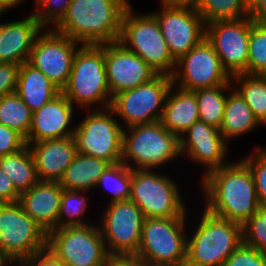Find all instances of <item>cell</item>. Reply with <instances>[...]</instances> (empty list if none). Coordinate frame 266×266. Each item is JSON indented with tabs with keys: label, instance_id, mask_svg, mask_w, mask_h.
<instances>
[{
	"label": "cell",
	"instance_id": "obj_1",
	"mask_svg": "<svg viewBox=\"0 0 266 266\" xmlns=\"http://www.w3.org/2000/svg\"><path fill=\"white\" fill-rule=\"evenodd\" d=\"M215 169L200 179L203 209L243 225L260 206L253 175L241 160Z\"/></svg>",
	"mask_w": 266,
	"mask_h": 266
},
{
	"label": "cell",
	"instance_id": "obj_2",
	"mask_svg": "<svg viewBox=\"0 0 266 266\" xmlns=\"http://www.w3.org/2000/svg\"><path fill=\"white\" fill-rule=\"evenodd\" d=\"M129 0H72L62 21L54 28L82 45L119 41L122 16Z\"/></svg>",
	"mask_w": 266,
	"mask_h": 266
},
{
	"label": "cell",
	"instance_id": "obj_3",
	"mask_svg": "<svg viewBox=\"0 0 266 266\" xmlns=\"http://www.w3.org/2000/svg\"><path fill=\"white\" fill-rule=\"evenodd\" d=\"M61 92L77 106L76 108L89 110L97 104L96 109L111 106L112 96L107 81L104 44L81 45L78 48L69 80Z\"/></svg>",
	"mask_w": 266,
	"mask_h": 266
},
{
	"label": "cell",
	"instance_id": "obj_4",
	"mask_svg": "<svg viewBox=\"0 0 266 266\" xmlns=\"http://www.w3.org/2000/svg\"><path fill=\"white\" fill-rule=\"evenodd\" d=\"M201 213L195 231L187 236L185 266H223L243 243L242 225L205 209Z\"/></svg>",
	"mask_w": 266,
	"mask_h": 266
},
{
	"label": "cell",
	"instance_id": "obj_5",
	"mask_svg": "<svg viewBox=\"0 0 266 266\" xmlns=\"http://www.w3.org/2000/svg\"><path fill=\"white\" fill-rule=\"evenodd\" d=\"M179 156V138L160 121L124 128L121 162L130 169L156 170Z\"/></svg>",
	"mask_w": 266,
	"mask_h": 266
},
{
	"label": "cell",
	"instance_id": "obj_6",
	"mask_svg": "<svg viewBox=\"0 0 266 266\" xmlns=\"http://www.w3.org/2000/svg\"><path fill=\"white\" fill-rule=\"evenodd\" d=\"M135 14L130 4L123 13L119 42L140 56L157 74L172 76L176 61L168 46L157 18L150 13Z\"/></svg>",
	"mask_w": 266,
	"mask_h": 266
},
{
	"label": "cell",
	"instance_id": "obj_7",
	"mask_svg": "<svg viewBox=\"0 0 266 266\" xmlns=\"http://www.w3.org/2000/svg\"><path fill=\"white\" fill-rule=\"evenodd\" d=\"M186 219L187 217L144 218L139 250L135 256L150 265L185 266Z\"/></svg>",
	"mask_w": 266,
	"mask_h": 266
},
{
	"label": "cell",
	"instance_id": "obj_8",
	"mask_svg": "<svg viewBox=\"0 0 266 266\" xmlns=\"http://www.w3.org/2000/svg\"><path fill=\"white\" fill-rule=\"evenodd\" d=\"M132 200L144 218L187 217L178 184L168 174L153 169H131Z\"/></svg>",
	"mask_w": 266,
	"mask_h": 266
},
{
	"label": "cell",
	"instance_id": "obj_9",
	"mask_svg": "<svg viewBox=\"0 0 266 266\" xmlns=\"http://www.w3.org/2000/svg\"><path fill=\"white\" fill-rule=\"evenodd\" d=\"M89 114V115H88ZM85 118L75 125L73 138L77 152L116 164L123 153V126L109 108L88 110ZM115 116V117H113Z\"/></svg>",
	"mask_w": 266,
	"mask_h": 266
},
{
	"label": "cell",
	"instance_id": "obj_10",
	"mask_svg": "<svg viewBox=\"0 0 266 266\" xmlns=\"http://www.w3.org/2000/svg\"><path fill=\"white\" fill-rule=\"evenodd\" d=\"M47 247L67 266H105L110 256L94 223L49 231Z\"/></svg>",
	"mask_w": 266,
	"mask_h": 266
},
{
	"label": "cell",
	"instance_id": "obj_11",
	"mask_svg": "<svg viewBox=\"0 0 266 266\" xmlns=\"http://www.w3.org/2000/svg\"><path fill=\"white\" fill-rule=\"evenodd\" d=\"M171 85L172 76L157 74L147 83L114 95L110 108L122 119L123 129L158 122Z\"/></svg>",
	"mask_w": 266,
	"mask_h": 266
},
{
	"label": "cell",
	"instance_id": "obj_12",
	"mask_svg": "<svg viewBox=\"0 0 266 266\" xmlns=\"http://www.w3.org/2000/svg\"><path fill=\"white\" fill-rule=\"evenodd\" d=\"M47 247V233L19 202L0 203V251L15 265Z\"/></svg>",
	"mask_w": 266,
	"mask_h": 266
},
{
	"label": "cell",
	"instance_id": "obj_13",
	"mask_svg": "<svg viewBox=\"0 0 266 266\" xmlns=\"http://www.w3.org/2000/svg\"><path fill=\"white\" fill-rule=\"evenodd\" d=\"M100 217L99 228L109 255H136L144 221L142 210L128 199L107 204Z\"/></svg>",
	"mask_w": 266,
	"mask_h": 266
},
{
	"label": "cell",
	"instance_id": "obj_14",
	"mask_svg": "<svg viewBox=\"0 0 266 266\" xmlns=\"http://www.w3.org/2000/svg\"><path fill=\"white\" fill-rule=\"evenodd\" d=\"M211 43L203 38L176 61L172 84L189 91L232 84Z\"/></svg>",
	"mask_w": 266,
	"mask_h": 266
},
{
	"label": "cell",
	"instance_id": "obj_15",
	"mask_svg": "<svg viewBox=\"0 0 266 266\" xmlns=\"http://www.w3.org/2000/svg\"><path fill=\"white\" fill-rule=\"evenodd\" d=\"M251 16L232 20L212 21L205 27V37L220 58L223 68L232 77L247 74Z\"/></svg>",
	"mask_w": 266,
	"mask_h": 266
},
{
	"label": "cell",
	"instance_id": "obj_16",
	"mask_svg": "<svg viewBox=\"0 0 266 266\" xmlns=\"http://www.w3.org/2000/svg\"><path fill=\"white\" fill-rule=\"evenodd\" d=\"M81 45L54 28H44L35 39L28 62L62 90L67 85L74 56Z\"/></svg>",
	"mask_w": 266,
	"mask_h": 266
},
{
	"label": "cell",
	"instance_id": "obj_17",
	"mask_svg": "<svg viewBox=\"0 0 266 266\" xmlns=\"http://www.w3.org/2000/svg\"><path fill=\"white\" fill-rule=\"evenodd\" d=\"M151 12L159 22L162 36L177 61L205 38L203 18L193 6L164 5Z\"/></svg>",
	"mask_w": 266,
	"mask_h": 266
},
{
	"label": "cell",
	"instance_id": "obj_18",
	"mask_svg": "<svg viewBox=\"0 0 266 266\" xmlns=\"http://www.w3.org/2000/svg\"><path fill=\"white\" fill-rule=\"evenodd\" d=\"M179 141L181 157L185 155L204 167L203 176L230 163L227 161L229 143L215 126L198 120L186 130Z\"/></svg>",
	"mask_w": 266,
	"mask_h": 266
},
{
	"label": "cell",
	"instance_id": "obj_19",
	"mask_svg": "<svg viewBox=\"0 0 266 266\" xmlns=\"http://www.w3.org/2000/svg\"><path fill=\"white\" fill-rule=\"evenodd\" d=\"M107 81L111 96L149 82L157 73L121 42L104 44Z\"/></svg>",
	"mask_w": 266,
	"mask_h": 266
},
{
	"label": "cell",
	"instance_id": "obj_20",
	"mask_svg": "<svg viewBox=\"0 0 266 266\" xmlns=\"http://www.w3.org/2000/svg\"><path fill=\"white\" fill-rule=\"evenodd\" d=\"M73 104L60 92L39 110L32 113V123L26 142L61 139L73 136L75 126ZM73 126V127H72Z\"/></svg>",
	"mask_w": 266,
	"mask_h": 266
},
{
	"label": "cell",
	"instance_id": "obj_21",
	"mask_svg": "<svg viewBox=\"0 0 266 266\" xmlns=\"http://www.w3.org/2000/svg\"><path fill=\"white\" fill-rule=\"evenodd\" d=\"M26 144L35 159L39 181L60 182L78 153L73 136Z\"/></svg>",
	"mask_w": 266,
	"mask_h": 266
},
{
	"label": "cell",
	"instance_id": "obj_22",
	"mask_svg": "<svg viewBox=\"0 0 266 266\" xmlns=\"http://www.w3.org/2000/svg\"><path fill=\"white\" fill-rule=\"evenodd\" d=\"M43 29L33 14L0 23V62H28L35 39Z\"/></svg>",
	"mask_w": 266,
	"mask_h": 266
},
{
	"label": "cell",
	"instance_id": "obj_23",
	"mask_svg": "<svg viewBox=\"0 0 266 266\" xmlns=\"http://www.w3.org/2000/svg\"><path fill=\"white\" fill-rule=\"evenodd\" d=\"M63 189L60 182L39 181L31 189L20 195L19 203L25 213L46 233L57 229Z\"/></svg>",
	"mask_w": 266,
	"mask_h": 266
},
{
	"label": "cell",
	"instance_id": "obj_24",
	"mask_svg": "<svg viewBox=\"0 0 266 266\" xmlns=\"http://www.w3.org/2000/svg\"><path fill=\"white\" fill-rule=\"evenodd\" d=\"M198 120L199 109L194 91L172 84L164 101L162 125L180 138Z\"/></svg>",
	"mask_w": 266,
	"mask_h": 266
},
{
	"label": "cell",
	"instance_id": "obj_25",
	"mask_svg": "<svg viewBox=\"0 0 266 266\" xmlns=\"http://www.w3.org/2000/svg\"><path fill=\"white\" fill-rule=\"evenodd\" d=\"M61 90L29 62L20 65L16 93L31 112L39 110Z\"/></svg>",
	"mask_w": 266,
	"mask_h": 266
},
{
	"label": "cell",
	"instance_id": "obj_26",
	"mask_svg": "<svg viewBox=\"0 0 266 266\" xmlns=\"http://www.w3.org/2000/svg\"><path fill=\"white\" fill-rule=\"evenodd\" d=\"M110 162L78 152L60 181L67 190L91 191L96 189L100 176Z\"/></svg>",
	"mask_w": 266,
	"mask_h": 266
},
{
	"label": "cell",
	"instance_id": "obj_27",
	"mask_svg": "<svg viewBox=\"0 0 266 266\" xmlns=\"http://www.w3.org/2000/svg\"><path fill=\"white\" fill-rule=\"evenodd\" d=\"M258 126L262 125L233 86L227 94L223 121L220 127L225 141L228 143L232 139L235 140L236 137L248 134Z\"/></svg>",
	"mask_w": 266,
	"mask_h": 266
},
{
	"label": "cell",
	"instance_id": "obj_28",
	"mask_svg": "<svg viewBox=\"0 0 266 266\" xmlns=\"http://www.w3.org/2000/svg\"><path fill=\"white\" fill-rule=\"evenodd\" d=\"M0 168L20 195L39 182L35 159L28 145L16 153L0 157Z\"/></svg>",
	"mask_w": 266,
	"mask_h": 266
},
{
	"label": "cell",
	"instance_id": "obj_29",
	"mask_svg": "<svg viewBox=\"0 0 266 266\" xmlns=\"http://www.w3.org/2000/svg\"><path fill=\"white\" fill-rule=\"evenodd\" d=\"M232 85L243 97L255 118L266 125V75L239 73L231 78ZM237 85V86H236Z\"/></svg>",
	"mask_w": 266,
	"mask_h": 266
},
{
	"label": "cell",
	"instance_id": "obj_30",
	"mask_svg": "<svg viewBox=\"0 0 266 266\" xmlns=\"http://www.w3.org/2000/svg\"><path fill=\"white\" fill-rule=\"evenodd\" d=\"M232 87V84H225L194 90L200 121L220 129L223 121L227 94Z\"/></svg>",
	"mask_w": 266,
	"mask_h": 266
},
{
	"label": "cell",
	"instance_id": "obj_31",
	"mask_svg": "<svg viewBox=\"0 0 266 266\" xmlns=\"http://www.w3.org/2000/svg\"><path fill=\"white\" fill-rule=\"evenodd\" d=\"M0 123L28 137L32 112L16 92L0 98Z\"/></svg>",
	"mask_w": 266,
	"mask_h": 266
},
{
	"label": "cell",
	"instance_id": "obj_32",
	"mask_svg": "<svg viewBox=\"0 0 266 266\" xmlns=\"http://www.w3.org/2000/svg\"><path fill=\"white\" fill-rule=\"evenodd\" d=\"M84 193V195H83ZM87 191L63 189L61 196L60 212L57 219V228L86 226L92 222L82 219L81 217L88 209Z\"/></svg>",
	"mask_w": 266,
	"mask_h": 266
},
{
	"label": "cell",
	"instance_id": "obj_33",
	"mask_svg": "<svg viewBox=\"0 0 266 266\" xmlns=\"http://www.w3.org/2000/svg\"><path fill=\"white\" fill-rule=\"evenodd\" d=\"M96 187L110 192L107 204L128 200L131 195V169L123 162L111 164L100 176Z\"/></svg>",
	"mask_w": 266,
	"mask_h": 266
},
{
	"label": "cell",
	"instance_id": "obj_34",
	"mask_svg": "<svg viewBox=\"0 0 266 266\" xmlns=\"http://www.w3.org/2000/svg\"><path fill=\"white\" fill-rule=\"evenodd\" d=\"M207 25L217 20H232L250 16L240 0H199L195 6Z\"/></svg>",
	"mask_w": 266,
	"mask_h": 266
},
{
	"label": "cell",
	"instance_id": "obj_35",
	"mask_svg": "<svg viewBox=\"0 0 266 266\" xmlns=\"http://www.w3.org/2000/svg\"><path fill=\"white\" fill-rule=\"evenodd\" d=\"M247 74L266 75V21H254L251 25Z\"/></svg>",
	"mask_w": 266,
	"mask_h": 266
},
{
	"label": "cell",
	"instance_id": "obj_36",
	"mask_svg": "<svg viewBox=\"0 0 266 266\" xmlns=\"http://www.w3.org/2000/svg\"><path fill=\"white\" fill-rule=\"evenodd\" d=\"M243 243L247 246L266 253V206L260 205L242 225Z\"/></svg>",
	"mask_w": 266,
	"mask_h": 266
},
{
	"label": "cell",
	"instance_id": "obj_37",
	"mask_svg": "<svg viewBox=\"0 0 266 266\" xmlns=\"http://www.w3.org/2000/svg\"><path fill=\"white\" fill-rule=\"evenodd\" d=\"M34 17L43 28H55L65 17L72 0H34Z\"/></svg>",
	"mask_w": 266,
	"mask_h": 266
},
{
	"label": "cell",
	"instance_id": "obj_38",
	"mask_svg": "<svg viewBox=\"0 0 266 266\" xmlns=\"http://www.w3.org/2000/svg\"><path fill=\"white\" fill-rule=\"evenodd\" d=\"M251 154L241 160L249 167L253 175L260 205L266 206V147L256 146Z\"/></svg>",
	"mask_w": 266,
	"mask_h": 266
},
{
	"label": "cell",
	"instance_id": "obj_39",
	"mask_svg": "<svg viewBox=\"0 0 266 266\" xmlns=\"http://www.w3.org/2000/svg\"><path fill=\"white\" fill-rule=\"evenodd\" d=\"M223 266H266V253L242 243Z\"/></svg>",
	"mask_w": 266,
	"mask_h": 266
},
{
	"label": "cell",
	"instance_id": "obj_40",
	"mask_svg": "<svg viewBox=\"0 0 266 266\" xmlns=\"http://www.w3.org/2000/svg\"><path fill=\"white\" fill-rule=\"evenodd\" d=\"M26 145L25 138L20 133L0 123V157L16 153Z\"/></svg>",
	"mask_w": 266,
	"mask_h": 266
},
{
	"label": "cell",
	"instance_id": "obj_41",
	"mask_svg": "<svg viewBox=\"0 0 266 266\" xmlns=\"http://www.w3.org/2000/svg\"><path fill=\"white\" fill-rule=\"evenodd\" d=\"M20 65L0 62V98L16 92Z\"/></svg>",
	"mask_w": 266,
	"mask_h": 266
},
{
	"label": "cell",
	"instance_id": "obj_42",
	"mask_svg": "<svg viewBox=\"0 0 266 266\" xmlns=\"http://www.w3.org/2000/svg\"><path fill=\"white\" fill-rule=\"evenodd\" d=\"M63 262L48 248L35 252L25 259L20 266H63Z\"/></svg>",
	"mask_w": 266,
	"mask_h": 266
},
{
	"label": "cell",
	"instance_id": "obj_43",
	"mask_svg": "<svg viewBox=\"0 0 266 266\" xmlns=\"http://www.w3.org/2000/svg\"><path fill=\"white\" fill-rule=\"evenodd\" d=\"M20 194L16 191L12 180L0 168V203L19 202Z\"/></svg>",
	"mask_w": 266,
	"mask_h": 266
},
{
	"label": "cell",
	"instance_id": "obj_44",
	"mask_svg": "<svg viewBox=\"0 0 266 266\" xmlns=\"http://www.w3.org/2000/svg\"><path fill=\"white\" fill-rule=\"evenodd\" d=\"M105 266H147V262L135 255L109 256Z\"/></svg>",
	"mask_w": 266,
	"mask_h": 266
},
{
	"label": "cell",
	"instance_id": "obj_45",
	"mask_svg": "<svg viewBox=\"0 0 266 266\" xmlns=\"http://www.w3.org/2000/svg\"><path fill=\"white\" fill-rule=\"evenodd\" d=\"M249 13L255 21H266V0H257L255 7Z\"/></svg>",
	"mask_w": 266,
	"mask_h": 266
},
{
	"label": "cell",
	"instance_id": "obj_46",
	"mask_svg": "<svg viewBox=\"0 0 266 266\" xmlns=\"http://www.w3.org/2000/svg\"><path fill=\"white\" fill-rule=\"evenodd\" d=\"M26 0H0V11L5 14L6 11L23 5Z\"/></svg>",
	"mask_w": 266,
	"mask_h": 266
},
{
	"label": "cell",
	"instance_id": "obj_47",
	"mask_svg": "<svg viewBox=\"0 0 266 266\" xmlns=\"http://www.w3.org/2000/svg\"><path fill=\"white\" fill-rule=\"evenodd\" d=\"M164 5H179L195 7L199 0H159Z\"/></svg>",
	"mask_w": 266,
	"mask_h": 266
},
{
	"label": "cell",
	"instance_id": "obj_48",
	"mask_svg": "<svg viewBox=\"0 0 266 266\" xmlns=\"http://www.w3.org/2000/svg\"><path fill=\"white\" fill-rule=\"evenodd\" d=\"M15 264L0 251V266H14Z\"/></svg>",
	"mask_w": 266,
	"mask_h": 266
},
{
	"label": "cell",
	"instance_id": "obj_49",
	"mask_svg": "<svg viewBox=\"0 0 266 266\" xmlns=\"http://www.w3.org/2000/svg\"><path fill=\"white\" fill-rule=\"evenodd\" d=\"M243 7L250 12L256 5L257 0H240Z\"/></svg>",
	"mask_w": 266,
	"mask_h": 266
},
{
	"label": "cell",
	"instance_id": "obj_50",
	"mask_svg": "<svg viewBox=\"0 0 266 266\" xmlns=\"http://www.w3.org/2000/svg\"><path fill=\"white\" fill-rule=\"evenodd\" d=\"M147 266H161V265H150V264L147 262Z\"/></svg>",
	"mask_w": 266,
	"mask_h": 266
}]
</instances>
